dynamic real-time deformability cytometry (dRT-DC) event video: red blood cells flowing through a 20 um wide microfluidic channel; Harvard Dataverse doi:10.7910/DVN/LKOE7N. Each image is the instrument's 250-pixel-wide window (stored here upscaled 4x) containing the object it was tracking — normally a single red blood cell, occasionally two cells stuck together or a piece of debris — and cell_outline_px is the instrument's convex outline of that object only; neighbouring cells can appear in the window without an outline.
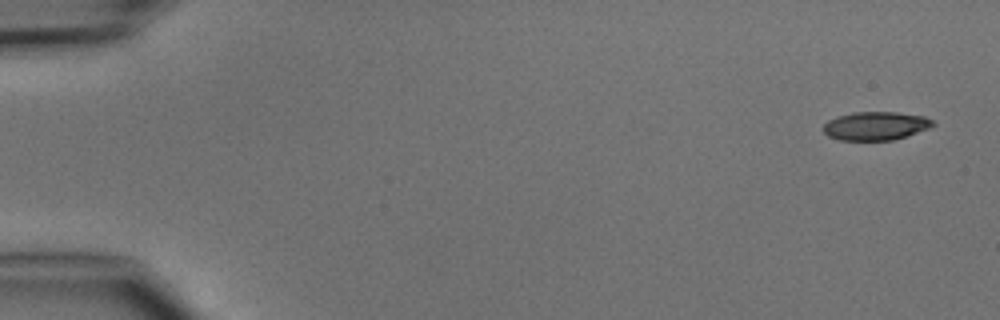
{"species": "common noctule bat (a hibernating species)", "species_latin": "Nyctalus noctula", "temperature_condition": "cold", "stored_images_in_passage": 5, "camera_frame_rate_fps": 3000, "um_per_image_px": 0.085, "animal": {"sex": "male", "body_mass_g": 15.6}, "frame": {"image": 1, "passage_image": 1, "time_ms": 0.0, "image_size_px": [1000, 320], "cell_outline_px": [[936, 124], [932, 128], [908, 136], [892, 140], [840, 140], [828, 136], [824, 132], [824, 124], [828, 120], [836, 116], [852, 112], [896, 112], [924, 116], [932, 120]], "centroid_in_image_um": [74.46, 10.7], "position_along_channel_um": 10.5, "area_um2": 18.38}}
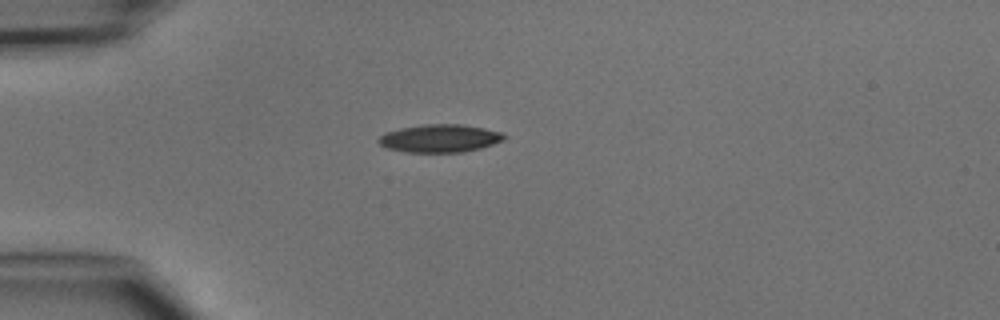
{"frame": {"image": 2, "passage_image": 4, "time_ms": 3.667, "image_size_px": [1000, 320], "cell_outline_px": [[508, 136], [504, 140], [480, 148], [464, 152], [404, 152], [388, 148], [380, 144], [376, 140], [384, 132], [400, 128], [424, 124], [464, 124], [504, 132]], "centroid_in_image_um": [37.41, 11.75], "position_along_channel_um": 47.6, "area_um2": 20.63}}